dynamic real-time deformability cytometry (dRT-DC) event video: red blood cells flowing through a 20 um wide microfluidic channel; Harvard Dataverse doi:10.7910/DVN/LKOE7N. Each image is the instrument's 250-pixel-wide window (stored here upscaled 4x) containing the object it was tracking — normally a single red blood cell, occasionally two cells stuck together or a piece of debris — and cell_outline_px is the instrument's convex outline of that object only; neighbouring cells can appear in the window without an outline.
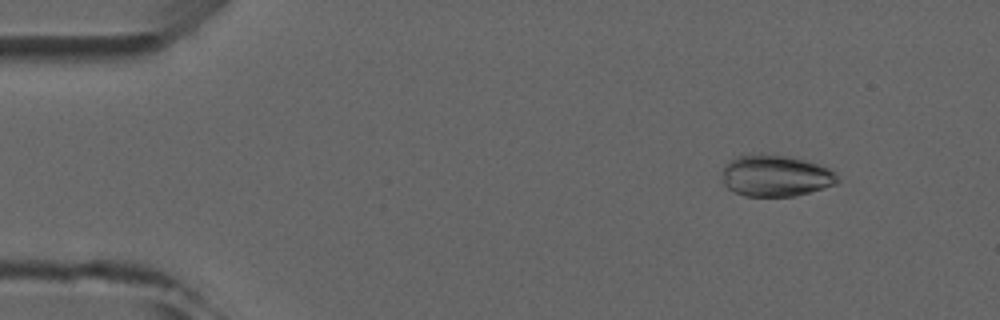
{"species": "common noctule bat (a hibernating species)", "species_latin": "Nyctalus noctula", "temperature_condition": "room temperature", "stored_images_in_passage": 4, "camera_frame_rate_fps": 3000, "um_per_image_px": 0.085, "animal": {"sex": "male", "forearm_length_mm": 52.5}, "frame": {"image": 1, "passage_image": 2, "time_ms": 1.0, "image_size_px": [1000, 320], "cell_outline_px": [[840, 180], [836, 184], [824, 188], [796, 196], [748, 196], [736, 192], [728, 188], [724, 184], [724, 164], [728, 160], [736, 156], [788, 156], [804, 160], [828, 168], [836, 172]], "centroid_in_image_um": [65.97, 14.97], "position_along_channel_um": 19.0, "area_um2": 27.34}}